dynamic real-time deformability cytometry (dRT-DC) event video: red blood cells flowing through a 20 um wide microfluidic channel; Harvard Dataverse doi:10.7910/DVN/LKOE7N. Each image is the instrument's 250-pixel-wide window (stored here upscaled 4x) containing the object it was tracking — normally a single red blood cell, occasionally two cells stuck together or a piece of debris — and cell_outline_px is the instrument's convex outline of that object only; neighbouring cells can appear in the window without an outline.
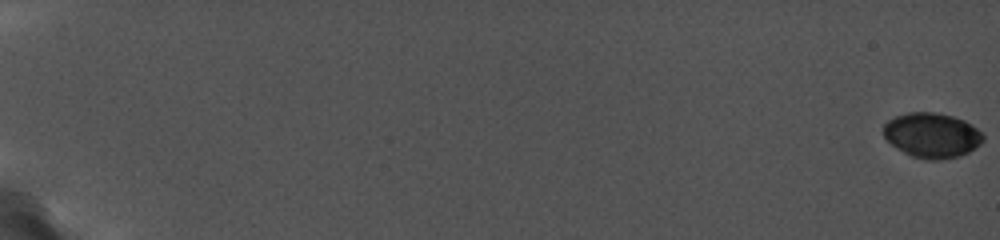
{"species": "common noctule bat (a hibernating species)", "species_latin": "Nyctalus noctula", "temperature_condition": "cold", "stored_images_in_passage": 21, "camera_frame_rate_fps": 5000, "um_per_image_px": 0.085, "animal": {"sex": "female", "body_mass_g": 19.0, "forearm_length_mm": 56.7}, "frame": {"image": 1, "passage_image": 1, "time_ms": 0.0, "image_size_px": [1000, 240], "cell_outline_px": [[984, 140], [980, 144], [968, 152], [960, 156], [940, 160], [928, 160], [912, 156], [896, 148], [884, 136], [884, 124], [888, 120], [896, 116], [908, 112], [932, 112], [952, 116], [964, 120], [972, 124], [984, 136]], "centroid_in_image_um": [79.22, 11.5], "position_along_channel_um": 5.8, "area_um2": 26.01}}
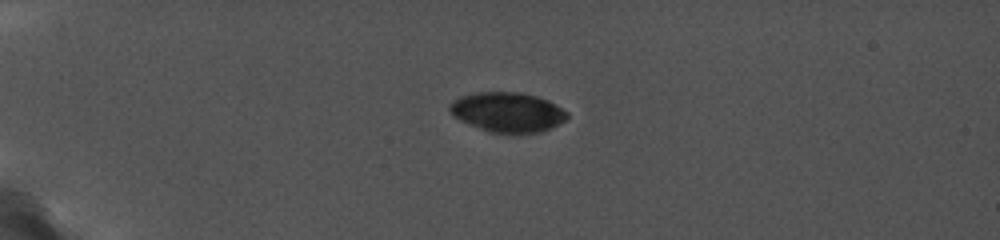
{"frame": {"image": 2, "passage_image": 15, "time_ms": 5.6, "image_size_px": [1000, 240], "cell_outline_px": [[568, 116], [564, 120], [540, 132], [512, 136], [508, 136], [488, 132], [460, 120], [448, 108], [460, 96], [476, 92], [520, 92], [536, 96], [548, 100], [568, 112]], "centroid_in_image_um": [43.16, 9.57], "position_along_channel_um": 41.8, "area_um2": 27.4}}
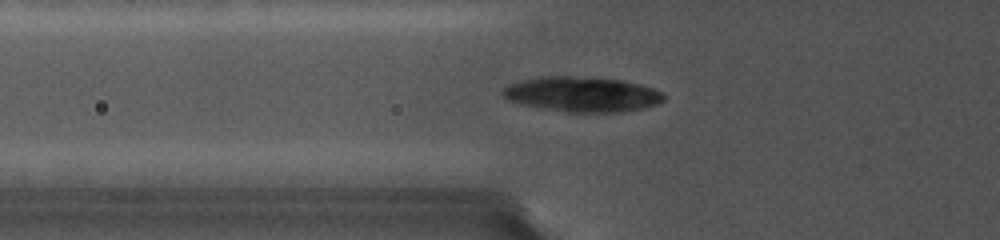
{"frame": {"image": 3, "passage_image": 21, "time_ms": 8.0, "image_size_px": [1000, 240], "cell_outline_px": [[664, 100], [656, 104], [640, 108], [620, 112], [568, 112], [540, 108], [520, 104], [508, 100], [500, 92], [508, 84], [524, 80], [544, 76], [568, 76], [620, 80], [640, 84], [652, 88], [660, 92], [664, 96]], "centroid_in_image_um": [49.43, 8.02], "position_along_channel_um": 76.4, "area_um2": 32.54}}